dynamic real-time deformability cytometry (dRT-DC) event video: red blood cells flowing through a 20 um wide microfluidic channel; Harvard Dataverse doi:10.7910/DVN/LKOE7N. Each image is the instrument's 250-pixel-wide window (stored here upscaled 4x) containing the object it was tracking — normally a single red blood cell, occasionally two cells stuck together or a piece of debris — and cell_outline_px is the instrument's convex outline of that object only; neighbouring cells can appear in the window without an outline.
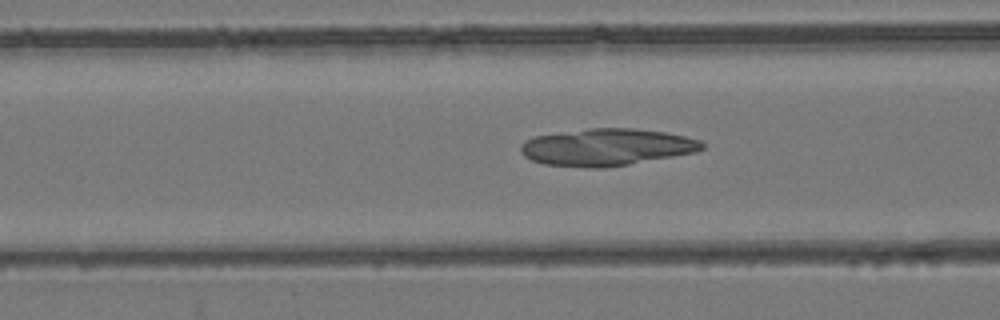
{"species": "common noctule bat (a hibernating species)", "species_latin": "Nyctalus noctula", "temperature_condition": "room temperature", "stored_images_in_passage": 54, "camera_frame_rate_fps": 3000, "um_per_image_px": 0.085, "animal": {"sex": "female", "body_mass_g": 24.6, "forearm_length_mm": 56.2}, "frame": {"image": 1, "passage_image": 22, "time_ms": 7.0, "image_size_px": [1000, 320], "cell_outline_px": [[704, 148], [696, 152], [628, 164], [604, 168], [588, 168], [544, 164], [532, 160], [524, 156], [520, 152], [520, 144], [524, 140], [532, 136], [588, 128], [636, 128], [664, 132], [684, 136], [700, 140], [704, 144]], "centroid_in_image_um": [51.52, 12.5], "position_along_channel_um": 115.1, "area_um2": 39.3}}
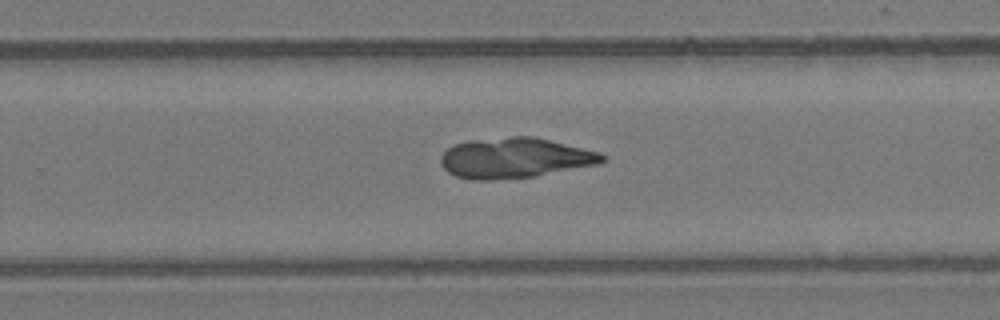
{"frame": {"image": 2, "passage_image": 35, "time_ms": 11.333, "image_size_px": [1000, 320], "cell_outline_px": [[604, 160], [600, 164], [536, 176], [492, 180], [472, 180], [456, 176], [448, 172], [444, 168], [440, 160], [440, 156], [452, 144], [468, 140], [512, 136], [532, 136], [600, 152], [604, 156]], "centroid_in_image_um": [43.74, 13.43], "position_along_channel_um": 286.1, "area_um2": 38.03}}
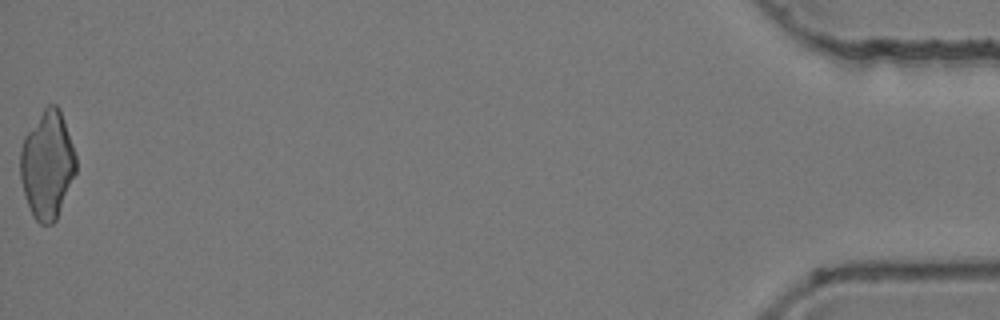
{"frame": {"image": 3, "passage_image": 54, "time_ms": 17.667, "image_size_px": [1000, 320], "cell_outline_px": [[76, 172], [56, 220], [52, 224], [40, 224], [32, 216], [24, 192], [20, 176], [20, 152], [24, 136], [44, 108], [48, 104], [56, 104], [60, 108], [76, 156]], "centroid_in_image_um": [4.01, 14.01], "position_along_channel_um": 431.2, "area_um2": 34.8}}